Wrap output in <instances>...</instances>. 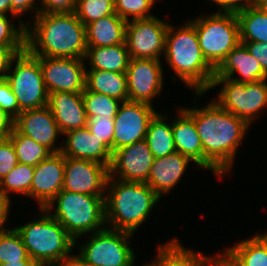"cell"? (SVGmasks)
Instances as JSON below:
<instances>
[{"label":"cell","mask_w":267,"mask_h":266,"mask_svg":"<svg viewBox=\"0 0 267 266\" xmlns=\"http://www.w3.org/2000/svg\"><path fill=\"white\" fill-rule=\"evenodd\" d=\"M127 21L117 13L85 26L87 47H108L125 43Z\"/></svg>","instance_id":"cb8c5ba5"},{"label":"cell","mask_w":267,"mask_h":266,"mask_svg":"<svg viewBox=\"0 0 267 266\" xmlns=\"http://www.w3.org/2000/svg\"><path fill=\"white\" fill-rule=\"evenodd\" d=\"M208 260L209 257L187 250L179 240L173 239L163 246L159 245L156 259L144 266H207Z\"/></svg>","instance_id":"83f0119b"},{"label":"cell","mask_w":267,"mask_h":266,"mask_svg":"<svg viewBox=\"0 0 267 266\" xmlns=\"http://www.w3.org/2000/svg\"><path fill=\"white\" fill-rule=\"evenodd\" d=\"M114 13V0H79L75 9L76 16L85 26Z\"/></svg>","instance_id":"e575fe53"},{"label":"cell","mask_w":267,"mask_h":266,"mask_svg":"<svg viewBox=\"0 0 267 266\" xmlns=\"http://www.w3.org/2000/svg\"><path fill=\"white\" fill-rule=\"evenodd\" d=\"M248 5L253 7L267 8V0H248Z\"/></svg>","instance_id":"f5cc1de1"},{"label":"cell","mask_w":267,"mask_h":266,"mask_svg":"<svg viewBox=\"0 0 267 266\" xmlns=\"http://www.w3.org/2000/svg\"><path fill=\"white\" fill-rule=\"evenodd\" d=\"M193 119L203 148V168L227 173L249 125L215 101L203 108H183Z\"/></svg>","instance_id":"6da1fadb"},{"label":"cell","mask_w":267,"mask_h":266,"mask_svg":"<svg viewBox=\"0 0 267 266\" xmlns=\"http://www.w3.org/2000/svg\"><path fill=\"white\" fill-rule=\"evenodd\" d=\"M218 4L220 11L236 12L248 5V0H211Z\"/></svg>","instance_id":"f6af8a7d"},{"label":"cell","mask_w":267,"mask_h":266,"mask_svg":"<svg viewBox=\"0 0 267 266\" xmlns=\"http://www.w3.org/2000/svg\"><path fill=\"white\" fill-rule=\"evenodd\" d=\"M190 161L188 157L179 152L155 158L145 183L159 197H162V194L170 192L179 183Z\"/></svg>","instance_id":"7402d4cb"},{"label":"cell","mask_w":267,"mask_h":266,"mask_svg":"<svg viewBox=\"0 0 267 266\" xmlns=\"http://www.w3.org/2000/svg\"><path fill=\"white\" fill-rule=\"evenodd\" d=\"M14 146L18 163L36 166L47 159L52 152L32 138L19 133L15 128L8 136Z\"/></svg>","instance_id":"4dcf8cb0"},{"label":"cell","mask_w":267,"mask_h":266,"mask_svg":"<svg viewBox=\"0 0 267 266\" xmlns=\"http://www.w3.org/2000/svg\"><path fill=\"white\" fill-rule=\"evenodd\" d=\"M155 0H114L115 12L124 20L129 21V16L134 19L153 17L149 10ZM129 15V16H128Z\"/></svg>","instance_id":"d590c367"},{"label":"cell","mask_w":267,"mask_h":266,"mask_svg":"<svg viewBox=\"0 0 267 266\" xmlns=\"http://www.w3.org/2000/svg\"><path fill=\"white\" fill-rule=\"evenodd\" d=\"M109 167L96 161L65 157L62 190L105 196Z\"/></svg>","instance_id":"5bb4252c"},{"label":"cell","mask_w":267,"mask_h":266,"mask_svg":"<svg viewBox=\"0 0 267 266\" xmlns=\"http://www.w3.org/2000/svg\"><path fill=\"white\" fill-rule=\"evenodd\" d=\"M0 266H39L34 260H21L18 262L0 263Z\"/></svg>","instance_id":"f907efd6"},{"label":"cell","mask_w":267,"mask_h":266,"mask_svg":"<svg viewBox=\"0 0 267 266\" xmlns=\"http://www.w3.org/2000/svg\"><path fill=\"white\" fill-rule=\"evenodd\" d=\"M64 169L65 157L61 152L52 153L34 167L31 197L39 202V209H45L62 190Z\"/></svg>","instance_id":"e0dca14e"},{"label":"cell","mask_w":267,"mask_h":266,"mask_svg":"<svg viewBox=\"0 0 267 266\" xmlns=\"http://www.w3.org/2000/svg\"><path fill=\"white\" fill-rule=\"evenodd\" d=\"M85 88L109 97L128 101L126 72L86 70Z\"/></svg>","instance_id":"484cf974"},{"label":"cell","mask_w":267,"mask_h":266,"mask_svg":"<svg viewBox=\"0 0 267 266\" xmlns=\"http://www.w3.org/2000/svg\"><path fill=\"white\" fill-rule=\"evenodd\" d=\"M14 61L16 65L14 70H11ZM5 79L22 111L48 105L49 94L44 84L39 60L27 49L12 59Z\"/></svg>","instance_id":"ba28073f"},{"label":"cell","mask_w":267,"mask_h":266,"mask_svg":"<svg viewBox=\"0 0 267 266\" xmlns=\"http://www.w3.org/2000/svg\"><path fill=\"white\" fill-rule=\"evenodd\" d=\"M154 159L146 140L137 141L112 153L109 175L115 173L118 180L145 183Z\"/></svg>","instance_id":"2e32d148"},{"label":"cell","mask_w":267,"mask_h":266,"mask_svg":"<svg viewBox=\"0 0 267 266\" xmlns=\"http://www.w3.org/2000/svg\"><path fill=\"white\" fill-rule=\"evenodd\" d=\"M14 128L21 134L32 138L52 153H59L62 147H54L57 136L62 133L48 106L22 111L14 120Z\"/></svg>","instance_id":"ac0fdd59"},{"label":"cell","mask_w":267,"mask_h":266,"mask_svg":"<svg viewBox=\"0 0 267 266\" xmlns=\"http://www.w3.org/2000/svg\"><path fill=\"white\" fill-rule=\"evenodd\" d=\"M39 218L20 227H14L20 234L29 257L38 265H56L68 258L75 240L46 209H40Z\"/></svg>","instance_id":"5b68a950"},{"label":"cell","mask_w":267,"mask_h":266,"mask_svg":"<svg viewBox=\"0 0 267 266\" xmlns=\"http://www.w3.org/2000/svg\"><path fill=\"white\" fill-rule=\"evenodd\" d=\"M20 21L16 28L6 15H0V45L26 46V23Z\"/></svg>","instance_id":"8d00e7d4"},{"label":"cell","mask_w":267,"mask_h":266,"mask_svg":"<svg viewBox=\"0 0 267 266\" xmlns=\"http://www.w3.org/2000/svg\"><path fill=\"white\" fill-rule=\"evenodd\" d=\"M237 72L241 78L233 77ZM214 77H228L240 83L249 84L267 79L258 60L254 58L242 43L233 48L215 70Z\"/></svg>","instance_id":"44dd1931"},{"label":"cell","mask_w":267,"mask_h":266,"mask_svg":"<svg viewBox=\"0 0 267 266\" xmlns=\"http://www.w3.org/2000/svg\"><path fill=\"white\" fill-rule=\"evenodd\" d=\"M128 101L152 105L162 91L163 69L160 60L130 59L126 70Z\"/></svg>","instance_id":"9a60e30c"},{"label":"cell","mask_w":267,"mask_h":266,"mask_svg":"<svg viewBox=\"0 0 267 266\" xmlns=\"http://www.w3.org/2000/svg\"><path fill=\"white\" fill-rule=\"evenodd\" d=\"M131 235L108 226L92 233L78 256L88 266H134L135 254L128 243Z\"/></svg>","instance_id":"30bf717a"},{"label":"cell","mask_w":267,"mask_h":266,"mask_svg":"<svg viewBox=\"0 0 267 266\" xmlns=\"http://www.w3.org/2000/svg\"><path fill=\"white\" fill-rule=\"evenodd\" d=\"M11 12V0H0V15H7Z\"/></svg>","instance_id":"816d5d0a"},{"label":"cell","mask_w":267,"mask_h":266,"mask_svg":"<svg viewBox=\"0 0 267 266\" xmlns=\"http://www.w3.org/2000/svg\"><path fill=\"white\" fill-rule=\"evenodd\" d=\"M163 55L174 74L198 96L209 90L215 69L205 59L191 21L178 30L168 24Z\"/></svg>","instance_id":"3957f363"},{"label":"cell","mask_w":267,"mask_h":266,"mask_svg":"<svg viewBox=\"0 0 267 266\" xmlns=\"http://www.w3.org/2000/svg\"><path fill=\"white\" fill-rule=\"evenodd\" d=\"M166 115L156 113L151 119L145 140L154 158L165 157L176 152L172 131V122H165Z\"/></svg>","instance_id":"f546056e"},{"label":"cell","mask_w":267,"mask_h":266,"mask_svg":"<svg viewBox=\"0 0 267 266\" xmlns=\"http://www.w3.org/2000/svg\"><path fill=\"white\" fill-rule=\"evenodd\" d=\"M86 58L92 65L90 70L110 72H126L131 59L125 43L108 47H87Z\"/></svg>","instance_id":"4316f807"},{"label":"cell","mask_w":267,"mask_h":266,"mask_svg":"<svg viewBox=\"0 0 267 266\" xmlns=\"http://www.w3.org/2000/svg\"><path fill=\"white\" fill-rule=\"evenodd\" d=\"M115 177L109 175L106 184V227L109 223L114 230L134 234V231L148 218L160 197L147 183L122 181Z\"/></svg>","instance_id":"277c9868"},{"label":"cell","mask_w":267,"mask_h":266,"mask_svg":"<svg viewBox=\"0 0 267 266\" xmlns=\"http://www.w3.org/2000/svg\"><path fill=\"white\" fill-rule=\"evenodd\" d=\"M223 254L234 266H267V233L242 240Z\"/></svg>","instance_id":"d4e9b609"},{"label":"cell","mask_w":267,"mask_h":266,"mask_svg":"<svg viewBox=\"0 0 267 266\" xmlns=\"http://www.w3.org/2000/svg\"><path fill=\"white\" fill-rule=\"evenodd\" d=\"M56 266H88L78 255L69 256L63 259Z\"/></svg>","instance_id":"c3c4849f"},{"label":"cell","mask_w":267,"mask_h":266,"mask_svg":"<svg viewBox=\"0 0 267 266\" xmlns=\"http://www.w3.org/2000/svg\"><path fill=\"white\" fill-rule=\"evenodd\" d=\"M18 164L17 155L8 137H0V181Z\"/></svg>","instance_id":"f35d334b"},{"label":"cell","mask_w":267,"mask_h":266,"mask_svg":"<svg viewBox=\"0 0 267 266\" xmlns=\"http://www.w3.org/2000/svg\"><path fill=\"white\" fill-rule=\"evenodd\" d=\"M246 46L248 51L259 61L265 75L267 76V43L261 42H240Z\"/></svg>","instance_id":"7bdbcfd3"},{"label":"cell","mask_w":267,"mask_h":266,"mask_svg":"<svg viewBox=\"0 0 267 266\" xmlns=\"http://www.w3.org/2000/svg\"><path fill=\"white\" fill-rule=\"evenodd\" d=\"M0 108L14 120L22 112L6 79L0 80Z\"/></svg>","instance_id":"ab89813d"},{"label":"cell","mask_w":267,"mask_h":266,"mask_svg":"<svg viewBox=\"0 0 267 266\" xmlns=\"http://www.w3.org/2000/svg\"><path fill=\"white\" fill-rule=\"evenodd\" d=\"M26 46H6L0 45V80L5 79L12 59L20 52H23Z\"/></svg>","instance_id":"b9f144b4"},{"label":"cell","mask_w":267,"mask_h":266,"mask_svg":"<svg viewBox=\"0 0 267 266\" xmlns=\"http://www.w3.org/2000/svg\"><path fill=\"white\" fill-rule=\"evenodd\" d=\"M76 4V0H41L39 13H72Z\"/></svg>","instance_id":"60d3db41"},{"label":"cell","mask_w":267,"mask_h":266,"mask_svg":"<svg viewBox=\"0 0 267 266\" xmlns=\"http://www.w3.org/2000/svg\"><path fill=\"white\" fill-rule=\"evenodd\" d=\"M217 257L213 256L209 258L207 266H234L231 261L224 254H216Z\"/></svg>","instance_id":"681fc988"},{"label":"cell","mask_w":267,"mask_h":266,"mask_svg":"<svg viewBox=\"0 0 267 266\" xmlns=\"http://www.w3.org/2000/svg\"><path fill=\"white\" fill-rule=\"evenodd\" d=\"M87 119L95 116L115 117L122 101L102 93L88 91L82 92ZM120 103V104H119Z\"/></svg>","instance_id":"d6a6232c"},{"label":"cell","mask_w":267,"mask_h":266,"mask_svg":"<svg viewBox=\"0 0 267 266\" xmlns=\"http://www.w3.org/2000/svg\"><path fill=\"white\" fill-rule=\"evenodd\" d=\"M39 60L48 94L54 92L82 93L86 69L82 58L36 57Z\"/></svg>","instance_id":"7c38bea8"},{"label":"cell","mask_w":267,"mask_h":266,"mask_svg":"<svg viewBox=\"0 0 267 266\" xmlns=\"http://www.w3.org/2000/svg\"><path fill=\"white\" fill-rule=\"evenodd\" d=\"M266 80L245 84L228 77H213L209 89L223 83L216 103L250 125L267 106Z\"/></svg>","instance_id":"9c48e42d"},{"label":"cell","mask_w":267,"mask_h":266,"mask_svg":"<svg viewBox=\"0 0 267 266\" xmlns=\"http://www.w3.org/2000/svg\"><path fill=\"white\" fill-rule=\"evenodd\" d=\"M33 174L34 166L18 163L8 175L0 181L2 196L10 199L9 193L12 191L31 197Z\"/></svg>","instance_id":"1f68e13d"},{"label":"cell","mask_w":267,"mask_h":266,"mask_svg":"<svg viewBox=\"0 0 267 266\" xmlns=\"http://www.w3.org/2000/svg\"><path fill=\"white\" fill-rule=\"evenodd\" d=\"M54 206L56 209L52 214L50 209ZM45 209L66 229L75 243L81 235L106 227L105 196L61 190Z\"/></svg>","instance_id":"8992f818"},{"label":"cell","mask_w":267,"mask_h":266,"mask_svg":"<svg viewBox=\"0 0 267 266\" xmlns=\"http://www.w3.org/2000/svg\"><path fill=\"white\" fill-rule=\"evenodd\" d=\"M179 114L172 122L176 152L203 168V148L194 119L182 107Z\"/></svg>","instance_id":"603a6c76"},{"label":"cell","mask_w":267,"mask_h":266,"mask_svg":"<svg viewBox=\"0 0 267 266\" xmlns=\"http://www.w3.org/2000/svg\"><path fill=\"white\" fill-rule=\"evenodd\" d=\"M235 13L239 22L240 42L267 43V8L247 5Z\"/></svg>","instance_id":"f1b7e54d"},{"label":"cell","mask_w":267,"mask_h":266,"mask_svg":"<svg viewBox=\"0 0 267 266\" xmlns=\"http://www.w3.org/2000/svg\"><path fill=\"white\" fill-rule=\"evenodd\" d=\"M47 106L50 108L59 130L63 135L68 131L87 126L88 119L82 93H50Z\"/></svg>","instance_id":"d6986e66"},{"label":"cell","mask_w":267,"mask_h":266,"mask_svg":"<svg viewBox=\"0 0 267 266\" xmlns=\"http://www.w3.org/2000/svg\"><path fill=\"white\" fill-rule=\"evenodd\" d=\"M11 205L10 199L7 197L1 196L0 197V231L6 230L4 227V223L7 220L9 215V206Z\"/></svg>","instance_id":"7dc6e473"},{"label":"cell","mask_w":267,"mask_h":266,"mask_svg":"<svg viewBox=\"0 0 267 266\" xmlns=\"http://www.w3.org/2000/svg\"><path fill=\"white\" fill-rule=\"evenodd\" d=\"M35 0H11V16L20 17L22 13L35 9L36 15L39 13V7L34 4ZM36 6V7H35Z\"/></svg>","instance_id":"ee69618b"},{"label":"cell","mask_w":267,"mask_h":266,"mask_svg":"<svg viewBox=\"0 0 267 266\" xmlns=\"http://www.w3.org/2000/svg\"><path fill=\"white\" fill-rule=\"evenodd\" d=\"M156 113L147 103L122 102L114 117L113 152L145 139L148 125Z\"/></svg>","instance_id":"4fadbf2b"},{"label":"cell","mask_w":267,"mask_h":266,"mask_svg":"<svg viewBox=\"0 0 267 266\" xmlns=\"http://www.w3.org/2000/svg\"><path fill=\"white\" fill-rule=\"evenodd\" d=\"M14 129V119L0 108V137H8Z\"/></svg>","instance_id":"bcb514c9"},{"label":"cell","mask_w":267,"mask_h":266,"mask_svg":"<svg viewBox=\"0 0 267 266\" xmlns=\"http://www.w3.org/2000/svg\"><path fill=\"white\" fill-rule=\"evenodd\" d=\"M86 127L95 137L102 140L113 153L114 117L95 116L87 121Z\"/></svg>","instance_id":"74e56055"},{"label":"cell","mask_w":267,"mask_h":266,"mask_svg":"<svg viewBox=\"0 0 267 266\" xmlns=\"http://www.w3.org/2000/svg\"><path fill=\"white\" fill-rule=\"evenodd\" d=\"M33 260L15 228L0 231V263Z\"/></svg>","instance_id":"836d02e7"},{"label":"cell","mask_w":267,"mask_h":266,"mask_svg":"<svg viewBox=\"0 0 267 266\" xmlns=\"http://www.w3.org/2000/svg\"><path fill=\"white\" fill-rule=\"evenodd\" d=\"M66 142L61 153L64 157L87 159L110 167L112 150L87 127L68 131Z\"/></svg>","instance_id":"ffe728a7"},{"label":"cell","mask_w":267,"mask_h":266,"mask_svg":"<svg viewBox=\"0 0 267 266\" xmlns=\"http://www.w3.org/2000/svg\"><path fill=\"white\" fill-rule=\"evenodd\" d=\"M34 17L33 27L26 26V49L33 56L85 59L86 29L75 12L38 13Z\"/></svg>","instance_id":"7a4b0ae2"},{"label":"cell","mask_w":267,"mask_h":266,"mask_svg":"<svg viewBox=\"0 0 267 266\" xmlns=\"http://www.w3.org/2000/svg\"><path fill=\"white\" fill-rule=\"evenodd\" d=\"M207 62L216 70L228 53L240 43L239 22L235 12L216 11L191 21Z\"/></svg>","instance_id":"52a82bcc"},{"label":"cell","mask_w":267,"mask_h":266,"mask_svg":"<svg viewBox=\"0 0 267 266\" xmlns=\"http://www.w3.org/2000/svg\"><path fill=\"white\" fill-rule=\"evenodd\" d=\"M168 23L155 16L127 21L125 44L131 59H156L165 52Z\"/></svg>","instance_id":"8fae6325"}]
</instances>
